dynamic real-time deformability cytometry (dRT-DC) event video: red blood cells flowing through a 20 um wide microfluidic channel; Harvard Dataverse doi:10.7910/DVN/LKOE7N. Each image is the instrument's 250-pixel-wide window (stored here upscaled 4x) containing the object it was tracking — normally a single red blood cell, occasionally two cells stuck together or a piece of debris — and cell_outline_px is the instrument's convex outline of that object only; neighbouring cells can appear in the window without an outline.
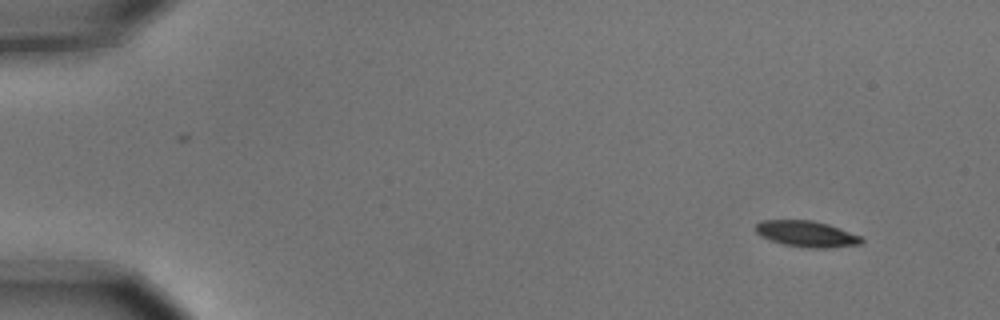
{"species": "common noctule bat (a hibernating species)", "species_latin": "Nyctalus noctula", "temperature_condition": "cold", "stored_images_in_passage": 6, "camera_frame_rate_fps": 3000, "um_per_image_px": 0.085, "animal": {"sex": "male", "body_mass_g": 15.6}, "frame": {"image": 1, "passage_image": 1, "time_ms": 0.0, "image_size_px": [1000, 320], "cell_outline_px": [[864, 240], [860, 244], [824, 248], [812, 248], [784, 244], [760, 236], [756, 232], [756, 224], [760, 220], [812, 220], [828, 224], [860, 236]], "centroid_in_image_um": [68.54, 19.87], "position_along_channel_um": 16.5, "area_um2": 15.84}}
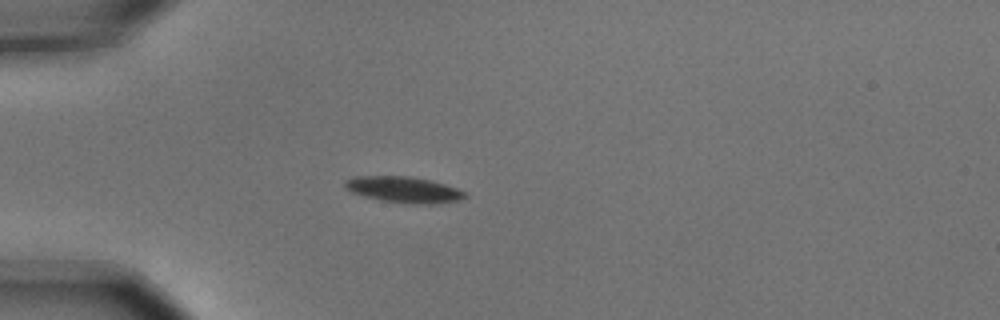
{"frame": {"image": 2, "passage_image": 4, "time_ms": 1.0, "image_size_px": [1000, 320], "cell_outline_px": [[468, 196], [460, 200], [432, 204], [408, 204], [384, 200], [364, 196], [352, 192], [344, 188], [344, 180], [352, 176], [412, 176], [432, 180], [456, 188], [464, 192]], "centroid_in_image_um": [34.3, 16.11], "position_along_channel_um": 50.7, "area_um2": 18.32}}